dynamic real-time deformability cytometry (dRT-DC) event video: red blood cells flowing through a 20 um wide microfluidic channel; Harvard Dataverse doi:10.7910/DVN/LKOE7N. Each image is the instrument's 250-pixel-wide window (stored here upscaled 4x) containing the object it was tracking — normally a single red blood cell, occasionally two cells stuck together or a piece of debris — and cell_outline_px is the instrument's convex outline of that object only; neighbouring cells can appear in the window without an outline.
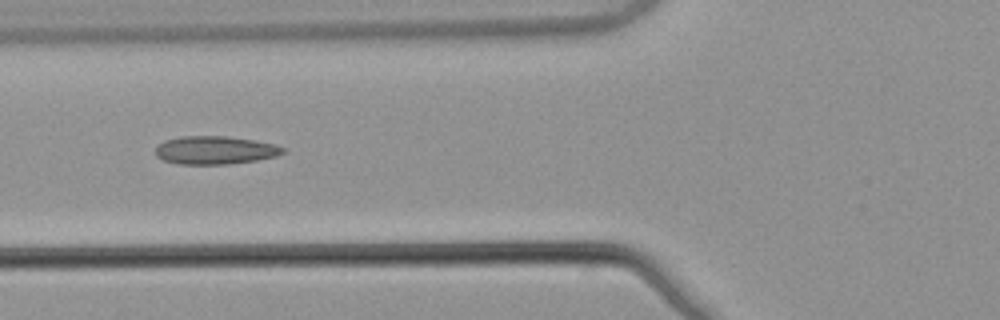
{"species": "common noctule bat (a hibernating species)", "species_latin": "Nyctalus noctula", "temperature_condition": "warm", "stored_images_in_passage": 6, "camera_frame_rate_fps": 3000, "um_per_image_px": 0.085, "animal": {"sex": "male", "body_mass_g": 21.5, "forearm_length_mm": 52.0}, "frame": {"image": 1, "passage_image": 5, "time_ms": 1.333, "image_size_px": [1000, 320], "cell_outline_px": [[284, 152], [276, 156], [256, 160], [228, 164], [180, 164], [164, 160], [156, 156], [156, 148], [164, 140], [180, 136], [228, 136], [256, 140], [276, 144], [284, 148]], "centroid_in_image_um": [18.29, 12.75], "position_along_channel_um": 107.5, "area_um2": 20.92}}
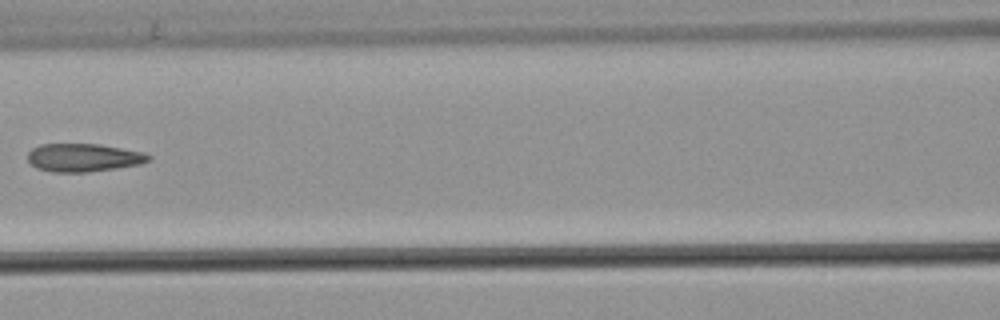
{"frame": {"image": 2, "passage_image": 6, "time_ms": 1.667, "image_size_px": [1000, 320], "cell_outline_px": [[152, 156], [148, 160], [140, 164], [116, 168], [88, 172], [52, 172], [36, 168], [28, 160], [28, 152], [32, 148], [40, 144], [100, 144], [140, 152]], "centroid_in_image_um": [7.05, 13.4], "position_along_channel_um": 159.6, "area_um2": 19.65}}